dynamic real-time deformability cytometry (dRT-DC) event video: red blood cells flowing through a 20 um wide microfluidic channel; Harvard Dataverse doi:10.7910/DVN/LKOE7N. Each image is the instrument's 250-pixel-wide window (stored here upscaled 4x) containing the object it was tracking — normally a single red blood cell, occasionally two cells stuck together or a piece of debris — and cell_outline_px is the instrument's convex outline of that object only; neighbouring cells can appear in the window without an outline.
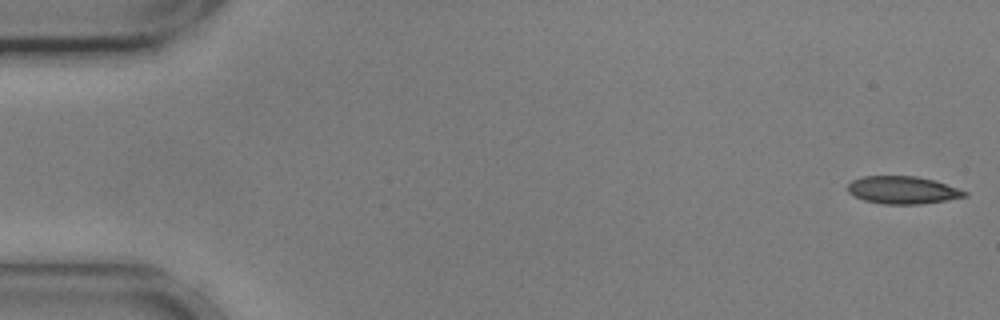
{"species": "common noctule bat (a hibernating species)", "species_latin": "Nyctalus noctula", "temperature_condition": "cold", "stored_images_in_passage": 55, "camera_frame_rate_fps": 3000, "um_per_image_px": 0.085, "animal": {"sex": "male", "body_mass_g": 17.9, "forearm_length_mm": 54.2}, "frame": {"image": 1, "passage_image": 1, "time_ms": 0.0, "image_size_px": [1000, 320], "cell_outline_px": [[968, 196], [920, 204], [884, 204], [864, 200], [848, 192], [848, 184], [852, 180], [864, 176], [916, 176], [932, 180], [968, 192]], "centroid_in_image_um": [76.7, 16.15], "position_along_channel_um": 8.3, "area_um2": 18.5}}
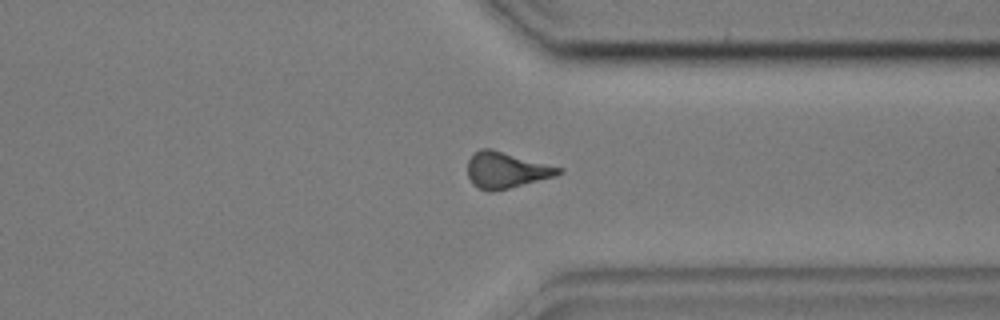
{"frame": {"image": 2, "passage_image": 42, "time_ms": 13.667, "image_size_px": [1000, 320], "cell_outline_px": [[564, 172], [556, 176], [492, 192], [488, 192], [472, 184], [468, 176], [468, 160], [472, 152], [480, 148], [492, 148], [564, 168]], "centroid_in_image_um": [43.03, 14.44], "position_along_channel_um": 368.4, "area_um2": 19.42}}
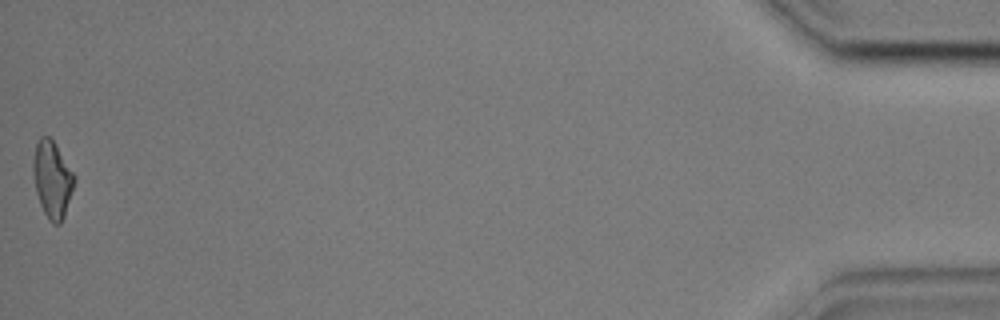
{"frame": {"image": 3, "passage_image": 55, "time_ms": 18.0, "image_size_px": [1000, 320], "cell_outline_px": [[76, 180], [64, 216], [60, 224], [52, 224], [48, 220], [40, 204], [36, 192], [32, 168], [32, 160], [36, 144], [40, 136], [48, 136], [56, 144], [76, 176]], "centroid_in_image_um": [4.44, 15.24], "position_along_channel_um": 430.8, "area_um2": 18.55}, "authors_computed_cell_mechanics": {"area_um2": 19.0162, "velocity_mm_per_s": 3.6085, "shape_relaxation_time_tau1_ms": null, "shape_relaxation_time_tau2_ms": 9.3685, "deformation_change_tau1": null, "deformation_change_tau2": 0.1947}}